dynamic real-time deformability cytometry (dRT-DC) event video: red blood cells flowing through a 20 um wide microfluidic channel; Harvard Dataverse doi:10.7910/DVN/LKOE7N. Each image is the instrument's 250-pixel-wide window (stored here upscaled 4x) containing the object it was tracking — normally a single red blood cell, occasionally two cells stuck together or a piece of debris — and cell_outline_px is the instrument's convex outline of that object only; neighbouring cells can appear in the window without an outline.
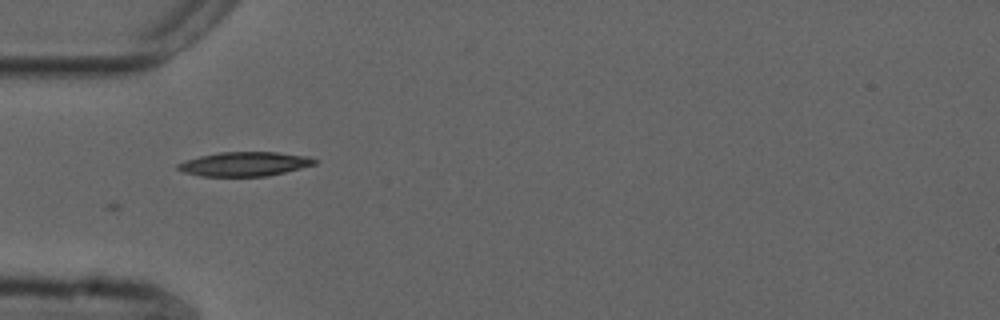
{"species": "common noctule bat (a hibernating species)", "species_latin": "Nyctalus noctula", "temperature_condition": "cold", "stored_images_in_passage": 39, "camera_frame_rate_fps": 3000, "um_per_image_px": 0.085, "animal": {"sex": "male", "forearm_length_mm": 52.5}, "frame": {"image": 1, "passage_image": 1, "time_ms": 0.0, "image_size_px": [1000, 320], "cell_outline_px": [[316, 164], [268, 176], [200, 176], [184, 172], [176, 168], [176, 164], [184, 160], [200, 156], [220, 152], [276, 152], [308, 156], [316, 160]], "centroid_in_image_um": [20.75, 13.94], "position_along_channel_um": 64.2, "area_um2": 19.25}}
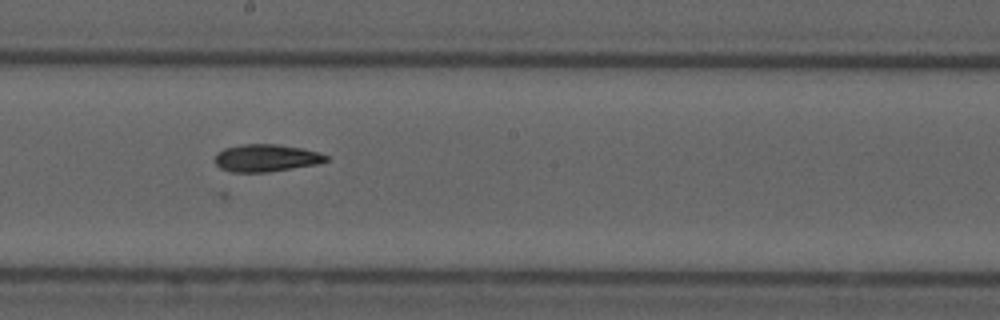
{"frame": {"image": 2, "passage_image": 14, "time_ms": 4.333, "image_size_px": [1000, 320], "cell_outline_px": [[328, 160], [316, 164], [268, 172], [232, 172], [220, 168], [216, 164], [216, 152], [224, 148], [244, 144], [276, 144], [300, 148], [316, 152], [328, 156]], "centroid_in_image_um": [22.58, 13.43], "position_along_channel_um": 225.6, "area_um2": 17.51}}
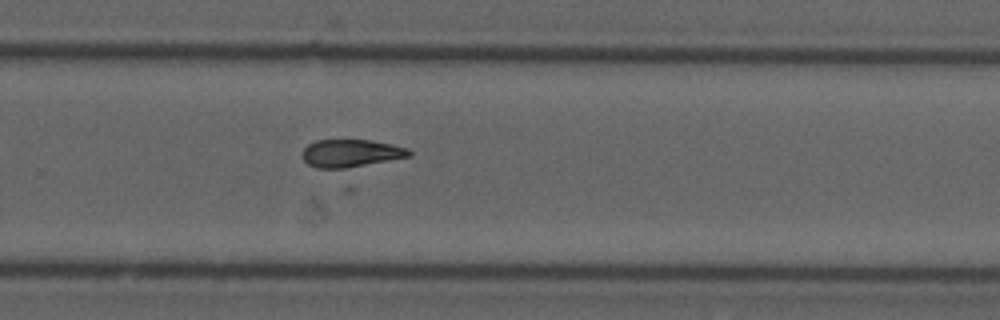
{"frame": {"image": 3, "passage_image": 20, "time_ms": 6.333, "image_size_px": [1000, 320], "cell_outline_px": [[412, 156], [344, 168], [316, 168], [308, 164], [300, 156], [304, 148], [308, 144], [316, 140], [372, 140], [392, 144], [408, 148], [412, 152]], "centroid_in_image_um": [29.81, 13.01], "position_along_channel_um": 300.0, "area_um2": 17.22}}